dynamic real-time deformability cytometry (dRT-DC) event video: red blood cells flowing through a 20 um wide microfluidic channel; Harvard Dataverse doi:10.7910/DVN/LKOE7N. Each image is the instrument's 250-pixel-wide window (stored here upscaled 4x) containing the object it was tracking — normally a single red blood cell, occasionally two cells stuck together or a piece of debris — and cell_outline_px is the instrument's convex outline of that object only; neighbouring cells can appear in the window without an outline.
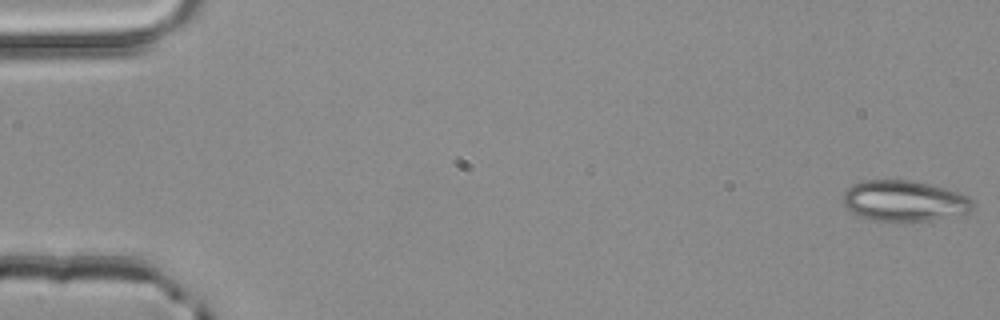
{"species": "common noctule bat (a hibernating species)", "species_latin": "Nyctalus noctula", "temperature_condition": "room temperature", "stored_images_in_passage": 52, "camera_frame_rate_fps": 3000, "um_per_image_px": 0.085, "animal": {"sex": "male", "body_mass_g": 20.4}, "frame": {"image": 1, "passage_image": 1, "time_ms": 0.0, "image_size_px": [1000, 320], "cell_outline_px": [[976, 204], [968, 212], [928, 220], [900, 224], [872, 220], [860, 216], [852, 212], [844, 204], [844, 192], [852, 184], [864, 180], [912, 180], [944, 188], [968, 196]], "centroid_in_image_um": [76.84, 17.1], "position_along_channel_um": 8.2, "area_um2": 31.1}}
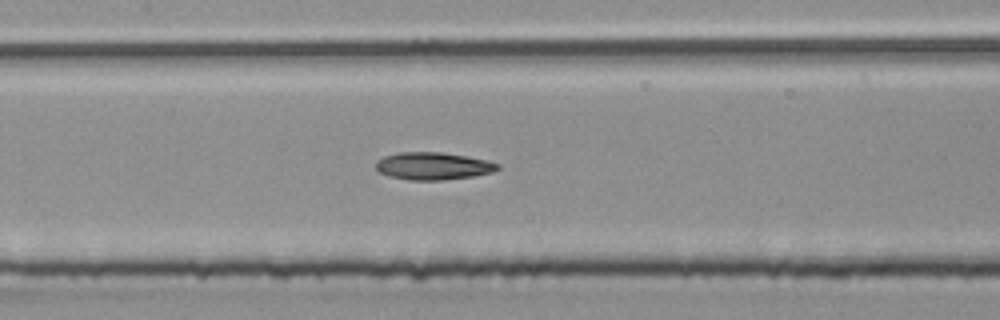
{"frame": {"image": 2, "passage_image": 25, "time_ms": 8.0, "image_size_px": [1000, 320], "cell_outline_px": [[500, 168], [492, 172], [472, 176], [440, 180], [408, 180], [388, 176], [380, 172], [376, 168], [376, 160], [384, 156], [400, 152], [440, 152], [468, 156], [500, 164]], "centroid_in_image_um": [36.79, 14.11], "position_along_channel_um": 170.6, "area_um2": 19.42}}
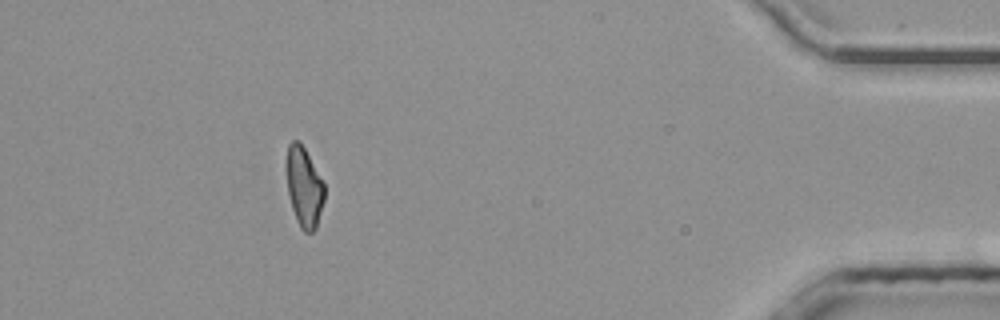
{"frame": {"image": 3, "passage_image": 47, "time_ms": 15.333, "image_size_px": [1000, 320], "cell_outline_px": [[324, 200], [316, 228], [312, 232], [304, 232], [300, 228], [296, 220], [292, 208], [288, 192], [288, 144], [292, 140], [296, 140], [304, 148], [324, 184]], "centroid_in_image_um": [25.86, 15.96], "position_along_channel_um": 409.3, "area_um2": 17.05}, "authors_computed_cell_mechanics": {"area_um2": 18.9584, "velocity_mm_per_s": 4.0606, "shape_relaxation_time_tau1_ms": null, "shape_relaxation_time_tau2_ms": 8.8068, "deformation_change_tau1": null, "deformation_change_tau2": 0.1957}}